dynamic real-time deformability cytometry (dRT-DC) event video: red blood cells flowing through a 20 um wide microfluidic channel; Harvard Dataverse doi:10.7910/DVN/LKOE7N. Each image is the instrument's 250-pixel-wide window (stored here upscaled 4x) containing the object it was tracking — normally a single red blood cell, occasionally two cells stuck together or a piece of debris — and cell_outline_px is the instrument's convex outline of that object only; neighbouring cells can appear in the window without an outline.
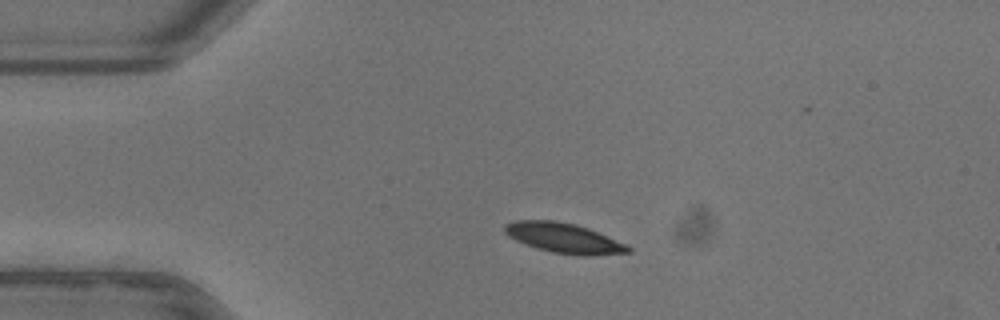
{"species": "common noctule bat (a hibernating species)", "species_latin": "Nyctalus noctula", "temperature_condition": "warm", "stored_images_in_passage": 49, "camera_frame_rate_fps": 3000, "um_per_image_px": 0.085, "animal": {"sex": "female"}, "frame": {"image": 1, "passage_image": 8, "time_ms": 2.333, "image_size_px": [1000, 320], "cell_outline_px": [[632, 252], [588, 256], [580, 256], [552, 252], [536, 248], [524, 244], [508, 236], [504, 232], [504, 224], [516, 220], [556, 220], [576, 224], [588, 228], [628, 244], [632, 248]], "centroid_in_image_um": [47.95, 20.23], "position_along_channel_um": 37.1, "area_um2": 21.85}}
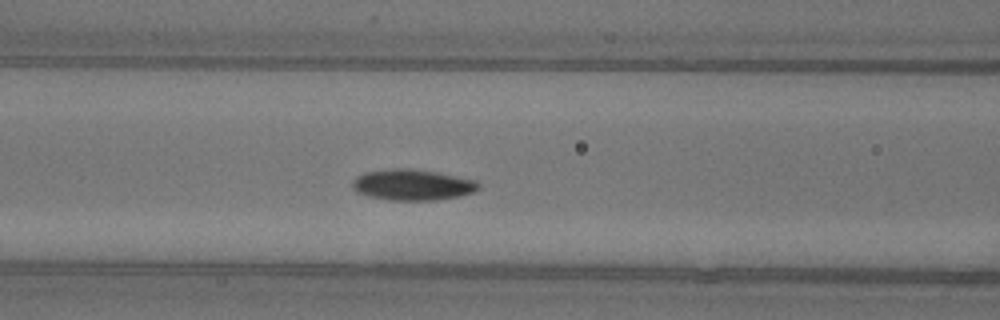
{"frame": {"image": 2, "passage_image": 18, "time_ms": 5.667, "image_size_px": [1000, 320], "cell_outline_px": [[480, 188], [472, 192], [460, 196], [432, 200], [388, 200], [368, 196], [356, 192], [352, 188], [352, 180], [356, 176], [364, 172], [392, 168], [412, 168], [436, 172], [476, 180], [480, 184]], "centroid_in_image_um": [35.02, 15.7], "position_along_channel_um": 131.6, "area_um2": 22.89}}
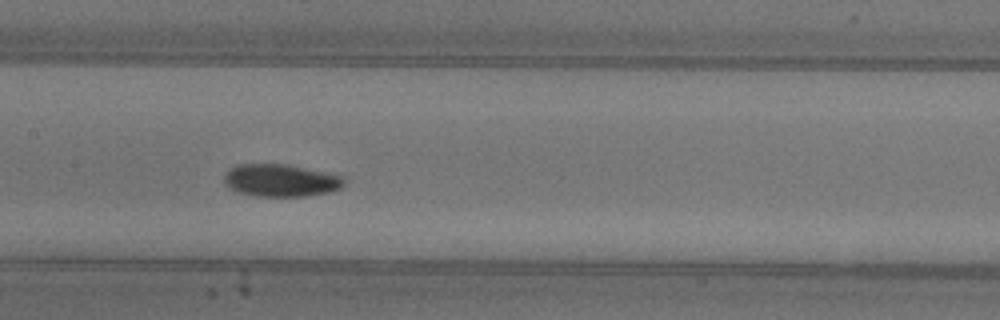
{"frame": {"image": 3, "passage_image": 22, "time_ms": 7.0, "image_size_px": [1000, 320], "cell_outline_px": [[344, 184], [340, 188], [328, 192], [304, 196], [256, 196], [236, 192], [228, 188], [224, 184], [224, 176], [232, 168], [240, 164], [284, 164], [344, 176]], "centroid_in_image_um": [23.83, 15.34], "position_along_channel_um": 183.6, "area_um2": 22.48}, "authors_computed_cell_mechanics": {"area_um2": 21.3282, "velocity_mm_per_s": 3.895, "shape_relaxation_time_tau1_ms": 4.291, "shape_relaxation_time_tau2_ms": null, "deformation_change_tau1": 0.1613, "deformation_change_tau2": null}}